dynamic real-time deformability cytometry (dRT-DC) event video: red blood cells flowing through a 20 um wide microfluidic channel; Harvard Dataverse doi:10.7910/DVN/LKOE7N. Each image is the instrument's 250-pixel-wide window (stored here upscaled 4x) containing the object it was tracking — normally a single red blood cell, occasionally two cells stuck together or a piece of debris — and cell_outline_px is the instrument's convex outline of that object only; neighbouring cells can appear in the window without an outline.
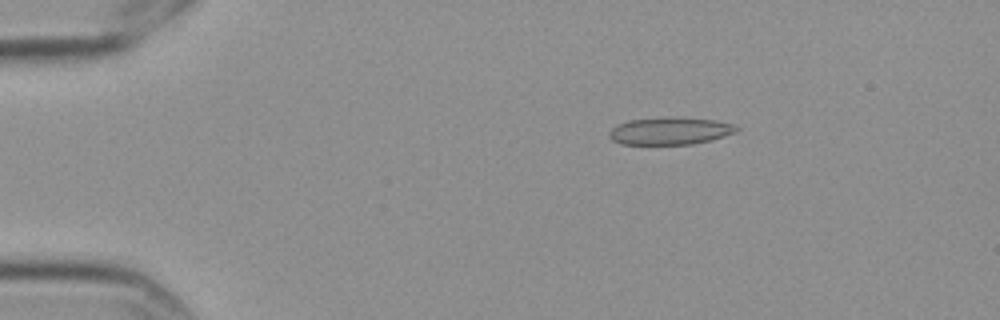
{"species": "Egyptian fruit bat (a non-hibernating species)", "species_latin": "Rousettus aegyptiacus", "temperature_condition": "cold", "stored_images_in_passage": 5, "camera_frame_rate_fps": 3000, "um_per_image_px": 0.085, "frame": {"image": 1, "passage_image": 3, "time_ms": 0.667, "image_size_px": [1000, 320], "cell_outline_px": [[740, 128], [736, 132], [712, 140], [692, 144], [620, 144], [612, 140], [608, 136], [608, 132], [616, 124], [628, 120], [664, 116], [716, 120], [736, 124]], "centroid_in_image_um": [56.95, 11.12], "position_along_channel_um": 28.1, "area_um2": 20.69}}